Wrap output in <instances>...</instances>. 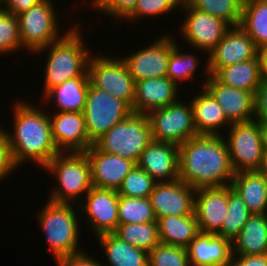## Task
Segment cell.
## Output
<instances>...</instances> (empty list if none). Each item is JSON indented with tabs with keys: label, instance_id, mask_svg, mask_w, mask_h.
Wrapping results in <instances>:
<instances>
[{
	"label": "cell",
	"instance_id": "4316f807",
	"mask_svg": "<svg viewBox=\"0 0 267 266\" xmlns=\"http://www.w3.org/2000/svg\"><path fill=\"white\" fill-rule=\"evenodd\" d=\"M89 84L88 76L75 77L51 88L42 98L46 104L56 99L59 112H83Z\"/></svg>",
	"mask_w": 267,
	"mask_h": 266
},
{
	"label": "cell",
	"instance_id": "5bb4252c",
	"mask_svg": "<svg viewBox=\"0 0 267 266\" xmlns=\"http://www.w3.org/2000/svg\"><path fill=\"white\" fill-rule=\"evenodd\" d=\"M118 201L117 190L93 187L78 204V210L82 209L79 212L92 225L95 237L116 231L119 224Z\"/></svg>",
	"mask_w": 267,
	"mask_h": 266
},
{
	"label": "cell",
	"instance_id": "7402d4cb",
	"mask_svg": "<svg viewBox=\"0 0 267 266\" xmlns=\"http://www.w3.org/2000/svg\"><path fill=\"white\" fill-rule=\"evenodd\" d=\"M179 87L168 77L147 78L135 82L133 113L147 115L178 101Z\"/></svg>",
	"mask_w": 267,
	"mask_h": 266
},
{
	"label": "cell",
	"instance_id": "836d02e7",
	"mask_svg": "<svg viewBox=\"0 0 267 266\" xmlns=\"http://www.w3.org/2000/svg\"><path fill=\"white\" fill-rule=\"evenodd\" d=\"M196 10L218 17L230 26H239L244 0H185Z\"/></svg>",
	"mask_w": 267,
	"mask_h": 266
},
{
	"label": "cell",
	"instance_id": "83f0119b",
	"mask_svg": "<svg viewBox=\"0 0 267 266\" xmlns=\"http://www.w3.org/2000/svg\"><path fill=\"white\" fill-rule=\"evenodd\" d=\"M267 254V214H252L232 241V255Z\"/></svg>",
	"mask_w": 267,
	"mask_h": 266
},
{
	"label": "cell",
	"instance_id": "5b68a950",
	"mask_svg": "<svg viewBox=\"0 0 267 266\" xmlns=\"http://www.w3.org/2000/svg\"><path fill=\"white\" fill-rule=\"evenodd\" d=\"M54 260L83 252L79 249V220L71 203L48 200L36 216Z\"/></svg>",
	"mask_w": 267,
	"mask_h": 266
},
{
	"label": "cell",
	"instance_id": "e575fe53",
	"mask_svg": "<svg viewBox=\"0 0 267 266\" xmlns=\"http://www.w3.org/2000/svg\"><path fill=\"white\" fill-rule=\"evenodd\" d=\"M119 224L157 222L150 198H131L119 195Z\"/></svg>",
	"mask_w": 267,
	"mask_h": 266
},
{
	"label": "cell",
	"instance_id": "d6986e66",
	"mask_svg": "<svg viewBox=\"0 0 267 266\" xmlns=\"http://www.w3.org/2000/svg\"><path fill=\"white\" fill-rule=\"evenodd\" d=\"M48 116L52 138L60 152H85L92 145L83 112L55 111Z\"/></svg>",
	"mask_w": 267,
	"mask_h": 266
},
{
	"label": "cell",
	"instance_id": "8d00e7d4",
	"mask_svg": "<svg viewBox=\"0 0 267 266\" xmlns=\"http://www.w3.org/2000/svg\"><path fill=\"white\" fill-rule=\"evenodd\" d=\"M157 182L137 165L124 178L117 193L120 196L131 198H150Z\"/></svg>",
	"mask_w": 267,
	"mask_h": 266
},
{
	"label": "cell",
	"instance_id": "74e56055",
	"mask_svg": "<svg viewBox=\"0 0 267 266\" xmlns=\"http://www.w3.org/2000/svg\"><path fill=\"white\" fill-rule=\"evenodd\" d=\"M22 48L17 16L0 9V55L18 52Z\"/></svg>",
	"mask_w": 267,
	"mask_h": 266
},
{
	"label": "cell",
	"instance_id": "603a6c76",
	"mask_svg": "<svg viewBox=\"0 0 267 266\" xmlns=\"http://www.w3.org/2000/svg\"><path fill=\"white\" fill-rule=\"evenodd\" d=\"M190 266H228L232 242L217 234L199 233L186 247Z\"/></svg>",
	"mask_w": 267,
	"mask_h": 266
},
{
	"label": "cell",
	"instance_id": "8992f818",
	"mask_svg": "<svg viewBox=\"0 0 267 266\" xmlns=\"http://www.w3.org/2000/svg\"><path fill=\"white\" fill-rule=\"evenodd\" d=\"M151 141L148 116L131 113L96 140L93 145L100 151L119 155L137 164L142 151Z\"/></svg>",
	"mask_w": 267,
	"mask_h": 266
},
{
	"label": "cell",
	"instance_id": "4dcf8cb0",
	"mask_svg": "<svg viewBox=\"0 0 267 266\" xmlns=\"http://www.w3.org/2000/svg\"><path fill=\"white\" fill-rule=\"evenodd\" d=\"M241 28L261 51L267 47V0H244Z\"/></svg>",
	"mask_w": 267,
	"mask_h": 266
},
{
	"label": "cell",
	"instance_id": "7c38bea8",
	"mask_svg": "<svg viewBox=\"0 0 267 266\" xmlns=\"http://www.w3.org/2000/svg\"><path fill=\"white\" fill-rule=\"evenodd\" d=\"M180 9L185 11V19L181 24L180 32L184 41H187L191 48L203 50L209 54L224 37L231 27L224 20L214 17L205 12L191 7L185 0H182Z\"/></svg>",
	"mask_w": 267,
	"mask_h": 266
},
{
	"label": "cell",
	"instance_id": "7a4b0ae2",
	"mask_svg": "<svg viewBox=\"0 0 267 266\" xmlns=\"http://www.w3.org/2000/svg\"><path fill=\"white\" fill-rule=\"evenodd\" d=\"M13 110L14 132L7 131V135L14 164L18 167L30 160L44 167L60 153L52 138L48 113L25 100L15 102Z\"/></svg>",
	"mask_w": 267,
	"mask_h": 266
},
{
	"label": "cell",
	"instance_id": "f1b7e54d",
	"mask_svg": "<svg viewBox=\"0 0 267 266\" xmlns=\"http://www.w3.org/2000/svg\"><path fill=\"white\" fill-rule=\"evenodd\" d=\"M101 248L105 251L110 266H149V252L130 245L114 233L102 234L97 237ZM101 266H107L101 264Z\"/></svg>",
	"mask_w": 267,
	"mask_h": 266
},
{
	"label": "cell",
	"instance_id": "1f68e13d",
	"mask_svg": "<svg viewBox=\"0 0 267 266\" xmlns=\"http://www.w3.org/2000/svg\"><path fill=\"white\" fill-rule=\"evenodd\" d=\"M252 213L247 208L241 196L231 185H228V208L221 230L217 233L231 242L240 234L244 224Z\"/></svg>",
	"mask_w": 267,
	"mask_h": 266
},
{
	"label": "cell",
	"instance_id": "6da1fadb",
	"mask_svg": "<svg viewBox=\"0 0 267 266\" xmlns=\"http://www.w3.org/2000/svg\"><path fill=\"white\" fill-rule=\"evenodd\" d=\"M234 175L222 135H198L179 146V179L195 190L231 185Z\"/></svg>",
	"mask_w": 267,
	"mask_h": 266
},
{
	"label": "cell",
	"instance_id": "cb8c5ba5",
	"mask_svg": "<svg viewBox=\"0 0 267 266\" xmlns=\"http://www.w3.org/2000/svg\"><path fill=\"white\" fill-rule=\"evenodd\" d=\"M202 92L191 99L194 116V127L198 135H220L221 127L231 124L227 121L224 111L213 96L202 87Z\"/></svg>",
	"mask_w": 267,
	"mask_h": 266
},
{
	"label": "cell",
	"instance_id": "b9f144b4",
	"mask_svg": "<svg viewBox=\"0 0 267 266\" xmlns=\"http://www.w3.org/2000/svg\"><path fill=\"white\" fill-rule=\"evenodd\" d=\"M16 168L11 155L7 130L0 126V180L7 178L6 176Z\"/></svg>",
	"mask_w": 267,
	"mask_h": 266
},
{
	"label": "cell",
	"instance_id": "f546056e",
	"mask_svg": "<svg viewBox=\"0 0 267 266\" xmlns=\"http://www.w3.org/2000/svg\"><path fill=\"white\" fill-rule=\"evenodd\" d=\"M160 243L186 248L200 233L195 215L157 219Z\"/></svg>",
	"mask_w": 267,
	"mask_h": 266
},
{
	"label": "cell",
	"instance_id": "30bf717a",
	"mask_svg": "<svg viewBox=\"0 0 267 266\" xmlns=\"http://www.w3.org/2000/svg\"><path fill=\"white\" fill-rule=\"evenodd\" d=\"M51 0H43L17 15L19 36L23 48L35 51L56 42L62 36L58 29L57 13ZM60 34V35H59Z\"/></svg>",
	"mask_w": 267,
	"mask_h": 266
},
{
	"label": "cell",
	"instance_id": "7dc6e473",
	"mask_svg": "<svg viewBox=\"0 0 267 266\" xmlns=\"http://www.w3.org/2000/svg\"><path fill=\"white\" fill-rule=\"evenodd\" d=\"M258 171L267 177V142L264 147L262 162Z\"/></svg>",
	"mask_w": 267,
	"mask_h": 266
},
{
	"label": "cell",
	"instance_id": "4fadbf2b",
	"mask_svg": "<svg viewBox=\"0 0 267 266\" xmlns=\"http://www.w3.org/2000/svg\"><path fill=\"white\" fill-rule=\"evenodd\" d=\"M259 53L260 50L241 26H231L208 54L205 74L214 75L220 68L250 60Z\"/></svg>",
	"mask_w": 267,
	"mask_h": 266
},
{
	"label": "cell",
	"instance_id": "9a60e30c",
	"mask_svg": "<svg viewBox=\"0 0 267 266\" xmlns=\"http://www.w3.org/2000/svg\"><path fill=\"white\" fill-rule=\"evenodd\" d=\"M173 39L170 34L160 36L149 46L122 58L134 82L167 77L171 48L175 44Z\"/></svg>",
	"mask_w": 267,
	"mask_h": 266
},
{
	"label": "cell",
	"instance_id": "9c48e42d",
	"mask_svg": "<svg viewBox=\"0 0 267 266\" xmlns=\"http://www.w3.org/2000/svg\"><path fill=\"white\" fill-rule=\"evenodd\" d=\"M131 113V108L123 100L89 84L83 114L92 144Z\"/></svg>",
	"mask_w": 267,
	"mask_h": 266
},
{
	"label": "cell",
	"instance_id": "ba28073f",
	"mask_svg": "<svg viewBox=\"0 0 267 266\" xmlns=\"http://www.w3.org/2000/svg\"><path fill=\"white\" fill-rule=\"evenodd\" d=\"M186 104L179 99L173 104L147 114L152 141L180 146L185 141L198 136L194 127L191 103Z\"/></svg>",
	"mask_w": 267,
	"mask_h": 266
},
{
	"label": "cell",
	"instance_id": "44dd1931",
	"mask_svg": "<svg viewBox=\"0 0 267 266\" xmlns=\"http://www.w3.org/2000/svg\"><path fill=\"white\" fill-rule=\"evenodd\" d=\"M137 166L156 182L175 181L179 179V146L151 141L142 151Z\"/></svg>",
	"mask_w": 267,
	"mask_h": 266
},
{
	"label": "cell",
	"instance_id": "d4e9b609",
	"mask_svg": "<svg viewBox=\"0 0 267 266\" xmlns=\"http://www.w3.org/2000/svg\"><path fill=\"white\" fill-rule=\"evenodd\" d=\"M232 188L237 191L252 214H267V177L259 171L236 173Z\"/></svg>",
	"mask_w": 267,
	"mask_h": 266
},
{
	"label": "cell",
	"instance_id": "bcb514c9",
	"mask_svg": "<svg viewBox=\"0 0 267 266\" xmlns=\"http://www.w3.org/2000/svg\"><path fill=\"white\" fill-rule=\"evenodd\" d=\"M42 1L43 0H5V8L3 7L2 9L17 16Z\"/></svg>",
	"mask_w": 267,
	"mask_h": 266
},
{
	"label": "cell",
	"instance_id": "ffe728a7",
	"mask_svg": "<svg viewBox=\"0 0 267 266\" xmlns=\"http://www.w3.org/2000/svg\"><path fill=\"white\" fill-rule=\"evenodd\" d=\"M228 208V186L195 191L194 214L201 233L217 234Z\"/></svg>",
	"mask_w": 267,
	"mask_h": 266
},
{
	"label": "cell",
	"instance_id": "ac0fdd59",
	"mask_svg": "<svg viewBox=\"0 0 267 266\" xmlns=\"http://www.w3.org/2000/svg\"><path fill=\"white\" fill-rule=\"evenodd\" d=\"M91 165L92 184L98 189L118 190L137 165L130 159L98 150L93 144L85 151Z\"/></svg>",
	"mask_w": 267,
	"mask_h": 266
},
{
	"label": "cell",
	"instance_id": "8fae6325",
	"mask_svg": "<svg viewBox=\"0 0 267 266\" xmlns=\"http://www.w3.org/2000/svg\"><path fill=\"white\" fill-rule=\"evenodd\" d=\"M87 74L91 86L123 100L132 110L135 82L122 59L91 56Z\"/></svg>",
	"mask_w": 267,
	"mask_h": 266
},
{
	"label": "cell",
	"instance_id": "3957f363",
	"mask_svg": "<svg viewBox=\"0 0 267 266\" xmlns=\"http://www.w3.org/2000/svg\"><path fill=\"white\" fill-rule=\"evenodd\" d=\"M64 33L56 42L34 52L40 55L46 50L49 54L43 76L44 94L69 79L88 76L87 67L91 55L88 48L86 49L79 27L75 26Z\"/></svg>",
	"mask_w": 267,
	"mask_h": 266
},
{
	"label": "cell",
	"instance_id": "f907efd6",
	"mask_svg": "<svg viewBox=\"0 0 267 266\" xmlns=\"http://www.w3.org/2000/svg\"><path fill=\"white\" fill-rule=\"evenodd\" d=\"M264 125H265V132H266V141H267V122Z\"/></svg>",
	"mask_w": 267,
	"mask_h": 266
},
{
	"label": "cell",
	"instance_id": "ab89813d",
	"mask_svg": "<svg viewBox=\"0 0 267 266\" xmlns=\"http://www.w3.org/2000/svg\"><path fill=\"white\" fill-rule=\"evenodd\" d=\"M181 2L182 0H138L134 10L123 20L138 21L142 17L164 15L174 9L180 10Z\"/></svg>",
	"mask_w": 267,
	"mask_h": 266
},
{
	"label": "cell",
	"instance_id": "681fc988",
	"mask_svg": "<svg viewBox=\"0 0 267 266\" xmlns=\"http://www.w3.org/2000/svg\"><path fill=\"white\" fill-rule=\"evenodd\" d=\"M5 3V0H0V9L3 8V4Z\"/></svg>",
	"mask_w": 267,
	"mask_h": 266
},
{
	"label": "cell",
	"instance_id": "f35d334b",
	"mask_svg": "<svg viewBox=\"0 0 267 266\" xmlns=\"http://www.w3.org/2000/svg\"><path fill=\"white\" fill-rule=\"evenodd\" d=\"M149 266H190L184 247L159 243L149 251Z\"/></svg>",
	"mask_w": 267,
	"mask_h": 266
},
{
	"label": "cell",
	"instance_id": "52a82bcc",
	"mask_svg": "<svg viewBox=\"0 0 267 266\" xmlns=\"http://www.w3.org/2000/svg\"><path fill=\"white\" fill-rule=\"evenodd\" d=\"M225 139L232 168L236 173L258 171L266 144L265 125L253 119L231 124Z\"/></svg>",
	"mask_w": 267,
	"mask_h": 266
},
{
	"label": "cell",
	"instance_id": "e0dca14e",
	"mask_svg": "<svg viewBox=\"0 0 267 266\" xmlns=\"http://www.w3.org/2000/svg\"><path fill=\"white\" fill-rule=\"evenodd\" d=\"M195 191L180 179L172 182H157L150 195L156 219L167 216L195 215Z\"/></svg>",
	"mask_w": 267,
	"mask_h": 266
},
{
	"label": "cell",
	"instance_id": "d590c367",
	"mask_svg": "<svg viewBox=\"0 0 267 266\" xmlns=\"http://www.w3.org/2000/svg\"><path fill=\"white\" fill-rule=\"evenodd\" d=\"M178 44L171 48L170 58L167 67V77L170 78L178 87L181 81L193 78L199 58L191 53H181Z\"/></svg>",
	"mask_w": 267,
	"mask_h": 266
},
{
	"label": "cell",
	"instance_id": "ee69618b",
	"mask_svg": "<svg viewBox=\"0 0 267 266\" xmlns=\"http://www.w3.org/2000/svg\"><path fill=\"white\" fill-rule=\"evenodd\" d=\"M87 252L67 256L56 260L57 266H101L102 262L92 258Z\"/></svg>",
	"mask_w": 267,
	"mask_h": 266
},
{
	"label": "cell",
	"instance_id": "484cf974",
	"mask_svg": "<svg viewBox=\"0 0 267 266\" xmlns=\"http://www.w3.org/2000/svg\"><path fill=\"white\" fill-rule=\"evenodd\" d=\"M213 76L224 85L255 94L263 79L261 54L250 60L220 68Z\"/></svg>",
	"mask_w": 267,
	"mask_h": 266
},
{
	"label": "cell",
	"instance_id": "f6af8a7d",
	"mask_svg": "<svg viewBox=\"0 0 267 266\" xmlns=\"http://www.w3.org/2000/svg\"><path fill=\"white\" fill-rule=\"evenodd\" d=\"M235 257H237V259H235ZM228 266H267V254L232 255Z\"/></svg>",
	"mask_w": 267,
	"mask_h": 266
},
{
	"label": "cell",
	"instance_id": "7bdbcfd3",
	"mask_svg": "<svg viewBox=\"0 0 267 266\" xmlns=\"http://www.w3.org/2000/svg\"><path fill=\"white\" fill-rule=\"evenodd\" d=\"M254 103V119L265 124L267 122V78L263 77L262 82L257 88Z\"/></svg>",
	"mask_w": 267,
	"mask_h": 266
},
{
	"label": "cell",
	"instance_id": "c3c4849f",
	"mask_svg": "<svg viewBox=\"0 0 267 266\" xmlns=\"http://www.w3.org/2000/svg\"><path fill=\"white\" fill-rule=\"evenodd\" d=\"M262 57L263 77L267 78V47L260 51Z\"/></svg>",
	"mask_w": 267,
	"mask_h": 266
},
{
	"label": "cell",
	"instance_id": "2e32d148",
	"mask_svg": "<svg viewBox=\"0 0 267 266\" xmlns=\"http://www.w3.org/2000/svg\"><path fill=\"white\" fill-rule=\"evenodd\" d=\"M202 86L213 96L230 124L248 122L255 115V94L224 85L213 75H207Z\"/></svg>",
	"mask_w": 267,
	"mask_h": 266
},
{
	"label": "cell",
	"instance_id": "277c9868",
	"mask_svg": "<svg viewBox=\"0 0 267 266\" xmlns=\"http://www.w3.org/2000/svg\"><path fill=\"white\" fill-rule=\"evenodd\" d=\"M47 172L56 176L57 185L54 186L50 201L57 203L79 204L83 194L92 188L91 165L85 152H60L55 155L45 166ZM81 196V198H80ZM80 199V200H79Z\"/></svg>",
	"mask_w": 267,
	"mask_h": 266
},
{
	"label": "cell",
	"instance_id": "d6a6232c",
	"mask_svg": "<svg viewBox=\"0 0 267 266\" xmlns=\"http://www.w3.org/2000/svg\"><path fill=\"white\" fill-rule=\"evenodd\" d=\"M114 234L130 245L148 252L160 243L157 222L118 224Z\"/></svg>",
	"mask_w": 267,
	"mask_h": 266
},
{
	"label": "cell",
	"instance_id": "60d3db41",
	"mask_svg": "<svg viewBox=\"0 0 267 266\" xmlns=\"http://www.w3.org/2000/svg\"><path fill=\"white\" fill-rule=\"evenodd\" d=\"M138 0H92L91 7L118 19L126 18L135 8Z\"/></svg>",
	"mask_w": 267,
	"mask_h": 266
}]
</instances>
